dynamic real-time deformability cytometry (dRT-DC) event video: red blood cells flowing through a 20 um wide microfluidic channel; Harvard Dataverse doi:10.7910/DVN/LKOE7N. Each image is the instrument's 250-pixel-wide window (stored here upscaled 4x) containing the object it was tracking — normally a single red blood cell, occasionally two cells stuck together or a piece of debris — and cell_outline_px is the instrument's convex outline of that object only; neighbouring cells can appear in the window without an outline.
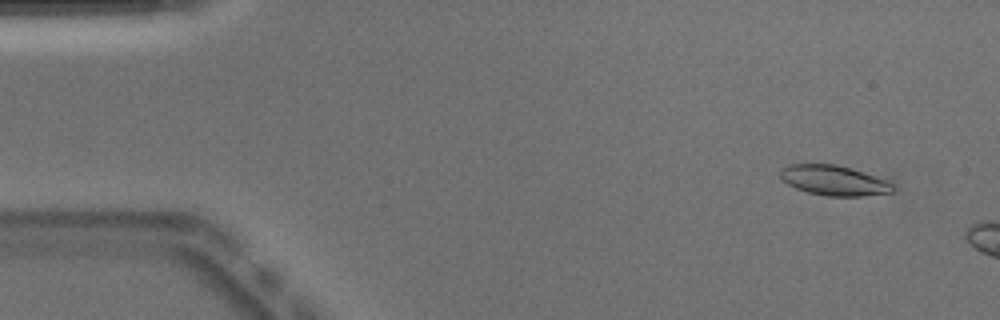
{"species": "Egyptian fruit bat (a non-hibernating species)", "species_latin": "Rousettus aegyptiacus", "temperature_condition": "warm", "stored_images_in_passage": 9, "camera_frame_rate_fps": 3000, "um_per_image_px": 0.085, "animal": {"sex": "male"}, "frame": {"image": 1, "passage_image": 4, "time_ms": 1.0, "image_size_px": [1000, 320], "cell_outline_px": [[896, 188], [892, 192], [860, 196], [828, 196], [808, 192], [796, 188], [788, 184], [780, 176], [780, 172], [788, 164], [836, 164], [888, 180]], "centroid_in_image_um": [70.9, 15.34], "position_along_channel_um": 14.1, "area_um2": 19.48}}